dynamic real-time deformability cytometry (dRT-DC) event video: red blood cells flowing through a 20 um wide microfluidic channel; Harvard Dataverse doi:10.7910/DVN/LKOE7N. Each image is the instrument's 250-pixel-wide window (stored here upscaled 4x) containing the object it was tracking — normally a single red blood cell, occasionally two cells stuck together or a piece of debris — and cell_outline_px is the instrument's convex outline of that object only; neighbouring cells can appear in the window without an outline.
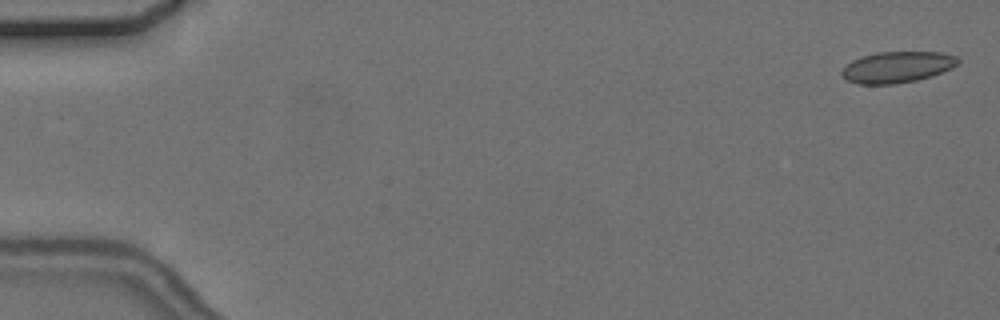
{"species": "common noctule bat (a hibernating species)", "species_latin": "Nyctalus noctula", "temperature_condition": "cold", "stored_images_in_passage": 7, "camera_frame_rate_fps": 3000, "um_per_image_px": 0.085, "animal": {"sex": "female", "body_mass_g": 24.6, "forearm_length_mm": 56.2}, "frame": {"image": 1, "passage_image": 1, "time_ms": 0.0, "image_size_px": [1000, 320], "cell_outline_px": [[960, 60], [952, 68], [932, 76], [916, 80], [892, 84], [860, 84], [848, 80], [840, 72], [852, 60], [860, 56], [876, 52], [940, 52], [956, 56]], "centroid_in_image_um": [76.27, 5.69], "position_along_channel_um": 8.7, "area_um2": 20.98}}
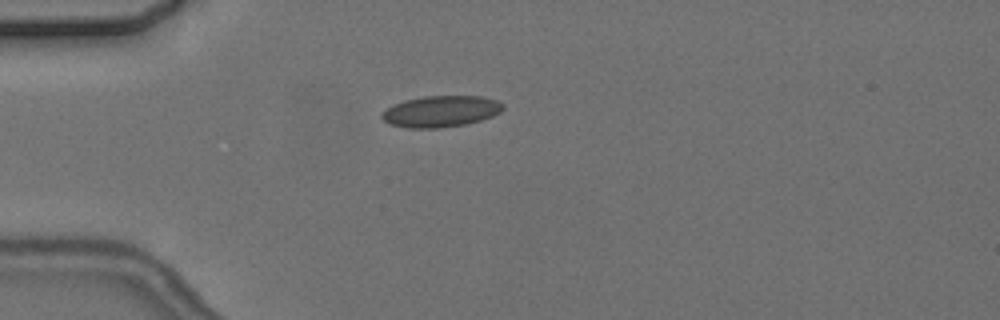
{"frame": {"image": 2, "passage_image": 5, "time_ms": 4.667, "image_size_px": [1000, 320], "cell_outline_px": [[504, 108], [500, 112], [492, 116], [480, 120], [464, 124], [440, 128], [408, 128], [388, 124], [380, 116], [388, 108], [404, 100], [424, 96], [480, 96], [496, 100], [504, 104]], "centroid_in_image_um": [37.48, 9.47], "position_along_channel_um": 47.5, "area_um2": 21.96}}
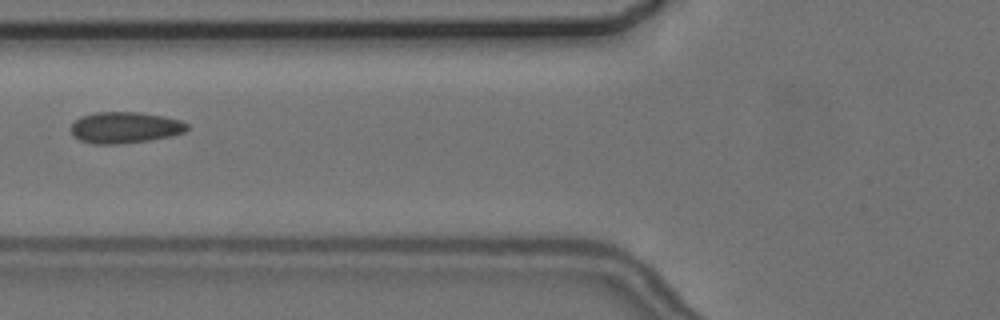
{"frame": {"image": 3, "passage_image": 7, "time_ms": 7.0, "image_size_px": [1000, 320], "cell_outline_px": [[188, 128], [184, 132], [172, 136], [148, 140], [116, 144], [92, 144], [80, 140], [72, 136], [72, 124], [80, 116], [96, 112], [140, 112], [164, 116], [180, 120], [188, 124]], "centroid_in_image_um": [10.62, 10.84], "position_along_channel_um": 115.2, "area_um2": 21.21}}